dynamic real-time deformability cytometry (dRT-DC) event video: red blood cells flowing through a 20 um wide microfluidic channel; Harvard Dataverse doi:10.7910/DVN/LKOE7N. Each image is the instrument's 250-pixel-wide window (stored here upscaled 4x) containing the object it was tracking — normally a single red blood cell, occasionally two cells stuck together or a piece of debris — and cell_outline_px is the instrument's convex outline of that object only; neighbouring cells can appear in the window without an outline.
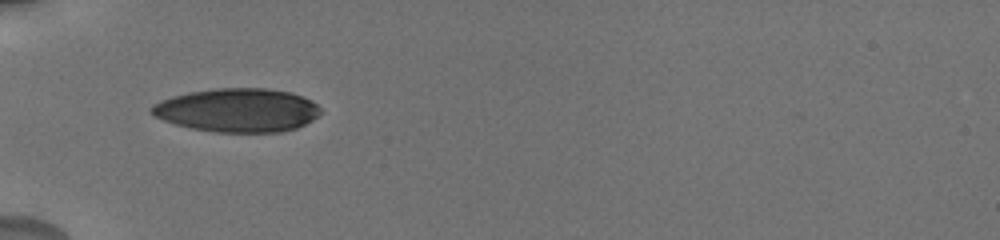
{"species": "human", "species_latin": "Homo sapiens", "temperature_condition": "cold", "stored_images_in_passage": 6, "camera_frame_rate_fps": 3000, "um_per_image_px": 0.085, "donor": {"sex": "male"}, "frame": {"image": 1, "passage_image": 1, "time_ms": 0.0, "image_size_px": [1000, 240], "cell_outline_px": [[324, 112], [312, 120], [296, 128], [280, 132], [216, 132], [192, 128], [176, 124], [164, 120], [148, 112], [148, 108], [152, 104], [160, 100], [172, 96], [188, 92], [216, 88], [268, 88], [292, 92], [312, 100]], "centroid_in_image_um": [20.19, 9.35], "position_along_channel_um": 64.8, "area_um2": 43.29}}
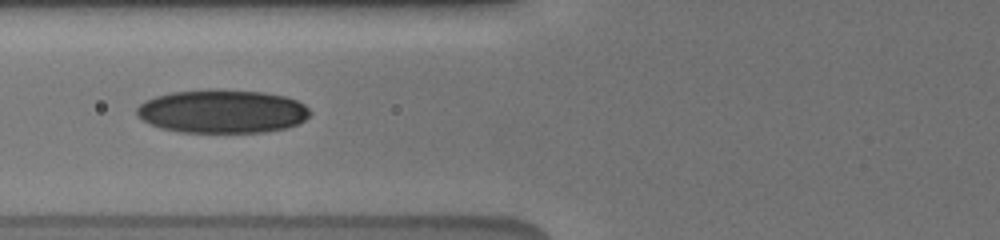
{"frame": {"image": 2, "passage_image": 5, "time_ms": 1.333, "image_size_px": [1000, 240], "cell_outline_px": [[312, 112], [304, 120], [296, 124], [284, 128], [264, 132], [180, 132], [160, 128], [136, 116], [136, 108], [144, 100], [156, 96], [172, 92], [208, 88], [220, 88], [264, 92], [284, 96], [296, 100], [304, 104]], "centroid_in_image_um": [18.86, 9.44], "position_along_channel_um": 106.9, "area_um2": 44.27}}